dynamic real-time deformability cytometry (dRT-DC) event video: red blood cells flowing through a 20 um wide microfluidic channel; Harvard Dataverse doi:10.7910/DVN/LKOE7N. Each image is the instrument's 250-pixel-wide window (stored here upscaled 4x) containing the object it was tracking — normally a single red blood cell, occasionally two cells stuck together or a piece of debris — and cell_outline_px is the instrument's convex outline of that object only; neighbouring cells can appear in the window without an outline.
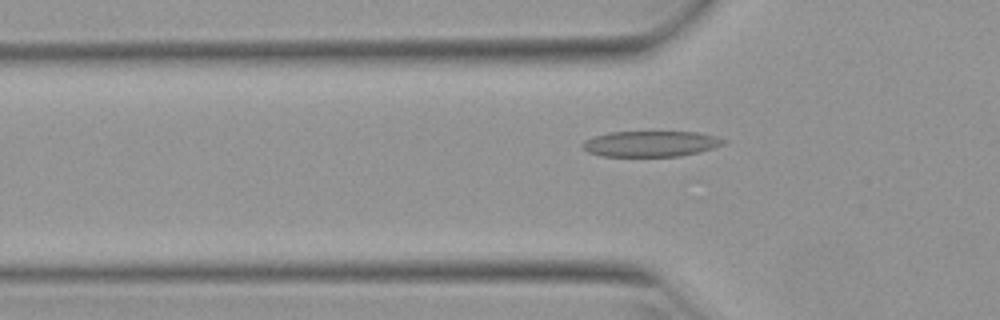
{"species": "Egyptian fruit bat (a non-hibernating species)", "species_latin": "Rousettus aegyptiacus", "temperature_condition": "warm", "stored_images_in_passage": 52, "camera_frame_rate_fps": 3000, "um_per_image_px": 0.085, "animal": {"sex": "female"}, "frame": {"image": 1, "passage_image": 17, "time_ms": 5.333, "image_size_px": [1000, 320], "cell_outline_px": [[724, 144], [712, 148], [680, 156], [600, 156], [588, 152], [580, 144], [584, 140], [608, 132], [696, 132], [716, 136], [724, 140]], "centroid_in_image_um": [55.26, 12.22], "position_along_channel_um": 70.5, "area_um2": 20.92}}
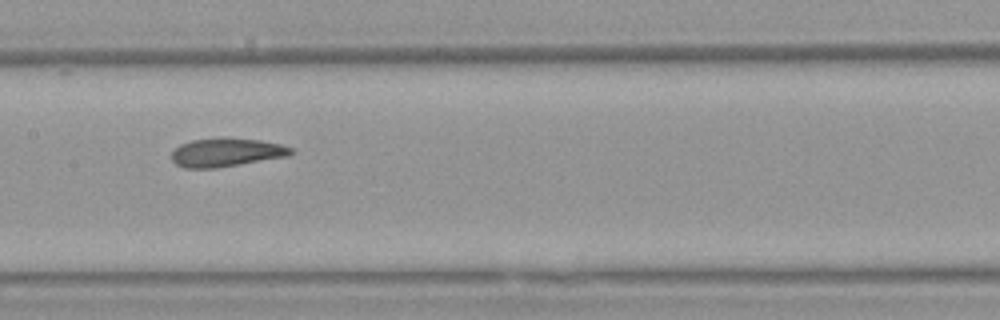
{"frame": {"image": 2, "passage_image": 26, "time_ms": 8.333, "image_size_px": [1000, 320], "cell_outline_px": [[296, 152], [288, 156], [216, 168], [184, 168], [176, 164], [172, 160], [172, 152], [180, 144], [192, 140], [260, 140], [280, 144], [292, 148]], "centroid_in_image_um": [19.25, 12.99], "position_along_channel_um": 188.2, "area_um2": 19.13}}
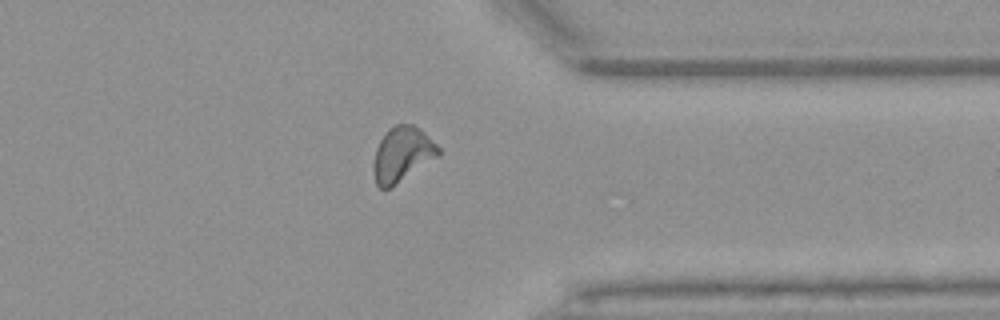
{"frame": {"image": 3, "passage_image": 41, "time_ms": 13.333, "image_size_px": [1000, 320], "cell_outline_px": [[440, 156], [388, 188], [380, 188], [376, 184], [372, 168], [372, 164], [376, 148], [380, 140], [388, 128], [396, 124], [412, 124], [420, 128], [440, 148]], "centroid_in_image_um": [34.18, 13.09], "position_along_channel_um": 377.2, "area_um2": 20.69}, "authors_computed_cell_mechanics": {"area_um2": 20.3167, "velocity_mm_per_s": 3.9126, "shape_relaxation_time_tau1_ms": null, "shape_relaxation_time_tau2_ms": 2.9545, "deformation_change_tau1": null, "deformation_change_tau2": 0.0908}}